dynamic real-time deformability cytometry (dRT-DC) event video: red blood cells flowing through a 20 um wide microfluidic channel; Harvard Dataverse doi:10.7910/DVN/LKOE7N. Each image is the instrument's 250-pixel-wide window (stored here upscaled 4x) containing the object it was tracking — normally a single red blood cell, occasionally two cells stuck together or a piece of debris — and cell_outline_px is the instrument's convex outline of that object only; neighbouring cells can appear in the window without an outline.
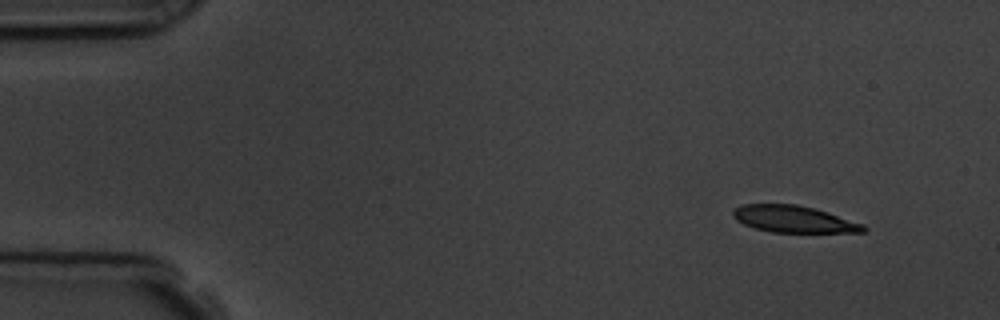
{"species": "common noctule bat (a hibernating species)", "species_latin": "Nyctalus noctula", "temperature_condition": "room temperature", "stored_images_in_passage": 4, "camera_frame_rate_fps": 3000, "um_per_image_px": 0.085, "animal": {"sex": "male", "body_mass_g": 19.5, "forearm_length_mm": 54.6}, "frame": {"image": 1, "passage_image": 1, "time_ms": 0.0, "image_size_px": [1000, 320], "cell_outline_px": [[868, 228], [864, 232], [772, 232], [756, 228], [744, 224], [736, 220], [732, 216], [732, 212], [740, 204], [796, 204], [828, 212], [864, 224]], "centroid_in_image_um": [67.47, 18.62], "position_along_channel_um": 17.5, "area_um2": 20.29}}
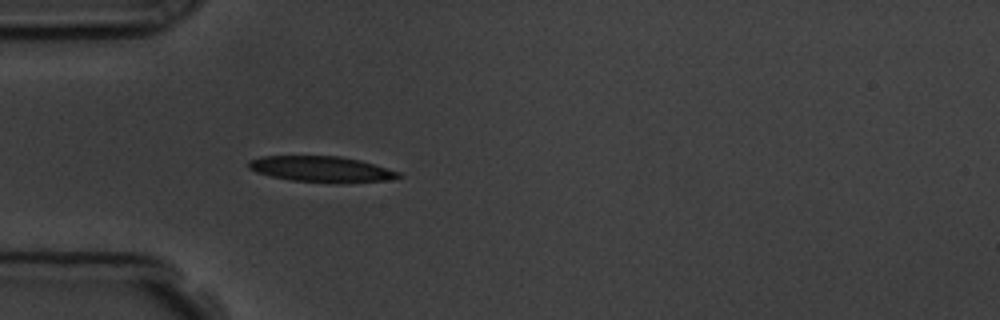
{"frame": {"image": 2, "passage_image": 4, "time_ms": 3.667, "image_size_px": [1000, 320], "cell_outline_px": [[404, 176], [388, 180], [336, 184], [292, 180], [272, 176], [256, 172], [248, 168], [248, 160], [260, 156], [340, 156], [360, 160], [400, 172]], "centroid_in_image_um": [27.33, 14.38], "position_along_channel_um": 57.7, "area_um2": 22.77}}